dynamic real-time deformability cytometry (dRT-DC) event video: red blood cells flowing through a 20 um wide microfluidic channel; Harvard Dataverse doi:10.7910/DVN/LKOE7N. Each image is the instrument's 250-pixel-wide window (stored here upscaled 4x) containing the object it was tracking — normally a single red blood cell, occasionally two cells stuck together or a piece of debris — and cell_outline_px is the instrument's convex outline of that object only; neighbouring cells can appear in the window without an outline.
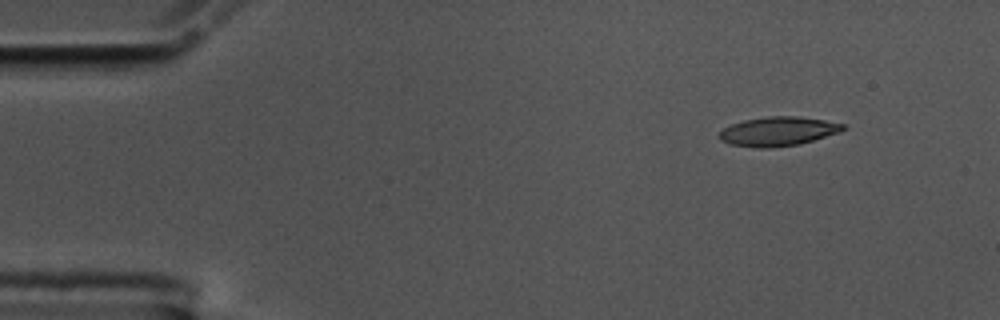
{"species": "common noctule bat (a hibernating species)", "species_latin": "Nyctalus noctula", "temperature_condition": "cold", "stored_images_in_passage": 51, "camera_frame_rate_fps": 3000, "um_per_image_px": 0.085, "animal": {"sex": "male", "body_mass_g": 17.5, "forearm_length_mm": 52.3}, "frame": {"image": 1, "passage_image": 1, "time_ms": 0.0, "image_size_px": [1000, 320], "cell_outline_px": [[848, 128], [840, 132], [800, 144], [772, 148], [756, 148], [732, 144], [720, 140], [720, 132], [724, 128], [732, 124], [744, 120], [768, 116], [796, 116], [824, 120], [844, 124]], "centroid_in_image_um": [66.17, 11.17], "position_along_channel_um": 18.8, "area_um2": 20.98}}
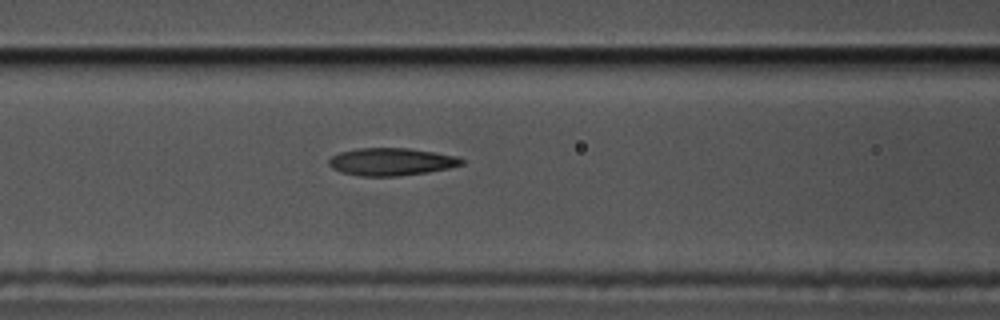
{"frame": {"image": 2, "passage_image": 18, "time_ms": 5.667, "image_size_px": [1000, 320], "cell_outline_px": [[464, 164], [448, 168], [428, 172], [400, 176], [360, 176], [340, 172], [332, 168], [328, 164], [328, 160], [332, 156], [340, 152], [360, 148], [408, 148], [456, 156], [464, 160]], "centroid_in_image_um": [33.24, 13.75], "position_along_channel_um": 133.4, "area_um2": 21.27}}
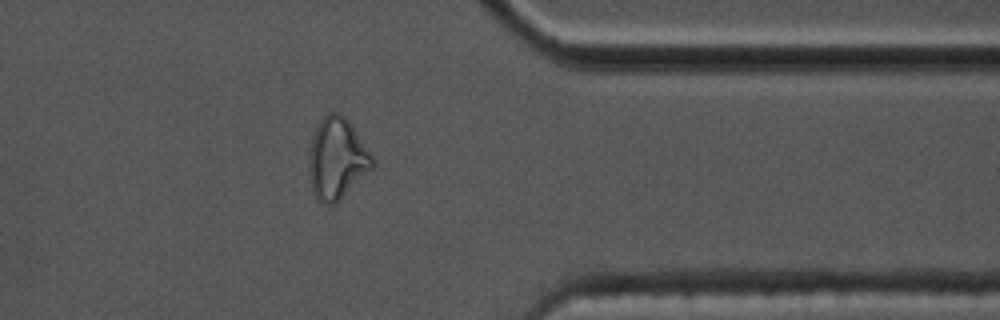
{"frame": {"image": 3, "passage_image": 40, "time_ms": 13.0, "image_size_px": [1000, 320], "cell_outline_px": [[376, 164], [336, 204], [320, 204], [316, 200], [312, 192], [308, 168], [308, 160], [312, 136], [320, 120], [328, 112], [340, 112], [348, 120], [376, 160]], "centroid_in_image_um": [28.62, 13.51], "position_along_channel_um": 382.8, "area_um2": 30.35}, "authors_computed_cell_mechanics": {"area_um2": 21.386, "velocity_mm_per_s": 3.5551, "shape_relaxation_time_tau1_ms": null, "shape_relaxation_time_tau2_ms": 3.4147, "deformation_change_tau1": null, "deformation_change_tau2": 0.1192}}